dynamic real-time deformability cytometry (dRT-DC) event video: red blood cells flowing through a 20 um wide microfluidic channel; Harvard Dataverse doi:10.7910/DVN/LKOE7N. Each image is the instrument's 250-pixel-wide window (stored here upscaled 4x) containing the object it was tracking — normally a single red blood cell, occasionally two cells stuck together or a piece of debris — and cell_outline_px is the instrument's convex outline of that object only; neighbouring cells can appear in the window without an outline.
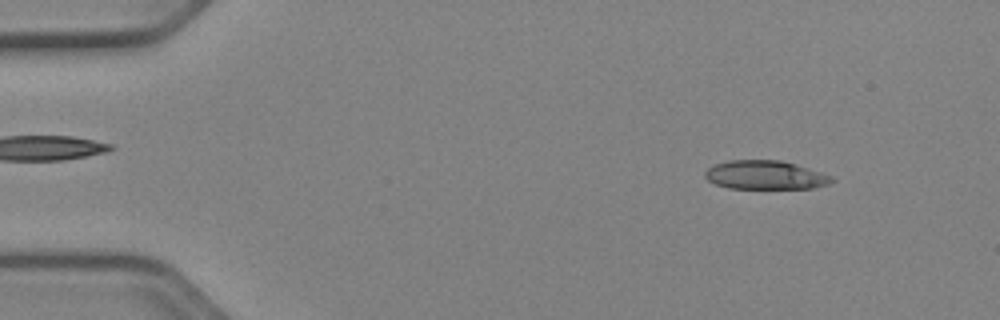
{"species": "Egyptian fruit bat (a non-hibernating species)", "species_latin": "Rousettus aegyptiacus", "temperature_condition": "cold", "stored_images_in_passage": 50, "camera_frame_rate_fps": 3000, "um_per_image_px": 0.085, "animal": {"sex": "female"}, "frame": {"image": 1, "passage_image": 5, "time_ms": 1.333, "image_size_px": [1000, 320], "cell_outline_px": [[836, 180], [828, 184], [812, 188], [728, 188], [716, 184], [708, 180], [704, 176], [704, 172], [708, 168], [716, 164], [728, 160], [780, 160], [796, 164], [832, 176]], "centroid_in_image_um": [65.04, 14.87], "position_along_channel_um": 20.0, "area_um2": 21.15}}
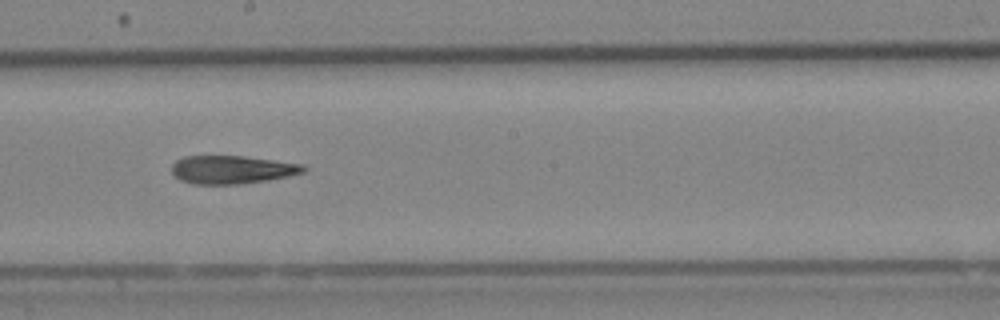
{"frame": {"image": 2, "passage_image": 28, "time_ms": 9.0, "image_size_px": [1000, 320], "cell_outline_px": [[308, 168], [304, 172], [288, 176], [268, 180], [240, 184], [192, 184], [180, 180], [172, 172], [172, 164], [176, 160], [184, 156], [244, 156], [304, 164]], "centroid_in_image_um": [19.73, 14.42], "position_along_channel_um": 228.5, "area_um2": 21.73}}
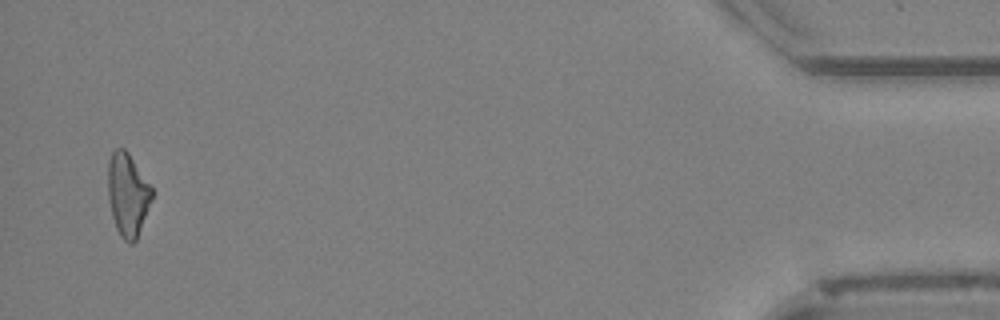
{"frame": {"image": 3, "passage_image": 49, "time_ms": 16.0, "image_size_px": [1000, 320], "cell_outline_px": [[152, 200], [136, 240], [132, 244], [128, 244], [120, 236], [116, 228], [112, 216], [108, 200], [108, 164], [112, 152], [116, 148], [124, 148], [128, 152], [152, 188]], "centroid_in_image_um": [10.84, 16.56], "position_along_channel_um": 424.4, "area_um2": 21.21}}